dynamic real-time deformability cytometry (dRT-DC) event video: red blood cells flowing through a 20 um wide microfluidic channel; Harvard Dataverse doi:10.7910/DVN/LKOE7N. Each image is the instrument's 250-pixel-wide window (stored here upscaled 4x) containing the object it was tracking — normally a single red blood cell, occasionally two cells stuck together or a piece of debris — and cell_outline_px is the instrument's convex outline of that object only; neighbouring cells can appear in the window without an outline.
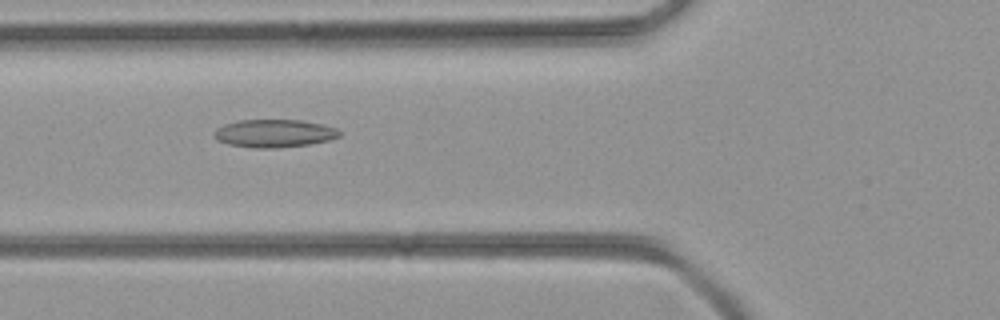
{"species": "common noctule bat (a hibernating species)", "species_latin": "Nyctalus noctula", "temperature_condition": "room temperature", "stored_images_in_passage": 30, "camera_frame_rate_fps": 3000, "um_per_image_px": 0.085, "animal": {"sex": "female", "body_mass_g": 21.9}, "frame": {"image": 1, "passage_image": 5, "time_ms": 1.333, "image_size_px": [1000, 320], "cell_outline_px": [[340, 136], [328, 140], [308, 144], [272, 148], [256, 148], [228, 144], [216, 140], [212, 136], [212, 132], [216, 128], [224, 124], [240, 120], [300, 120], [324, 124], [336, 128], [340, 132]], "centroid_in_image_um": [23.26, 11.33], "position_along_channel_um": 102.5, "area_um2": 20.4}}
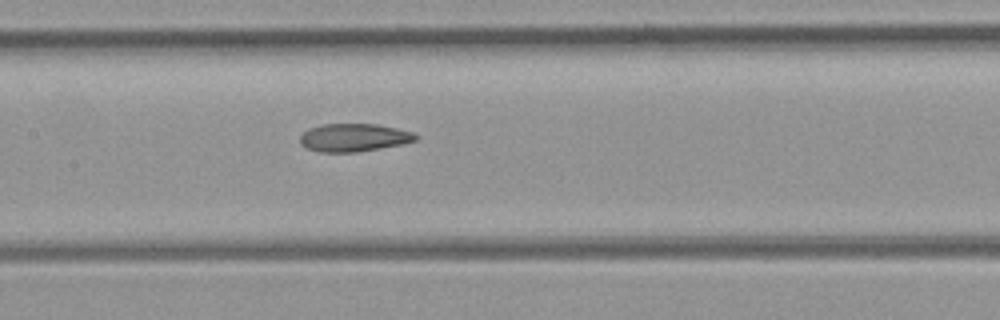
{"frame": {"image": 2, "passage_image": 10, "time_ms": 3.0, "image_size_px": [1000, 320], "cell_outline_px": [[416, 140], [400, 144], [380, 148], [356, 152], [320, 152], [308, 148], [300, 144], [300, 136], [308, 128], [320, 124], [376, 124], [416, 132]], "centroid_in_image_um": [30.05, 11.68], "position_along_channel_um": 177.3, "area_um2": 18.79}}
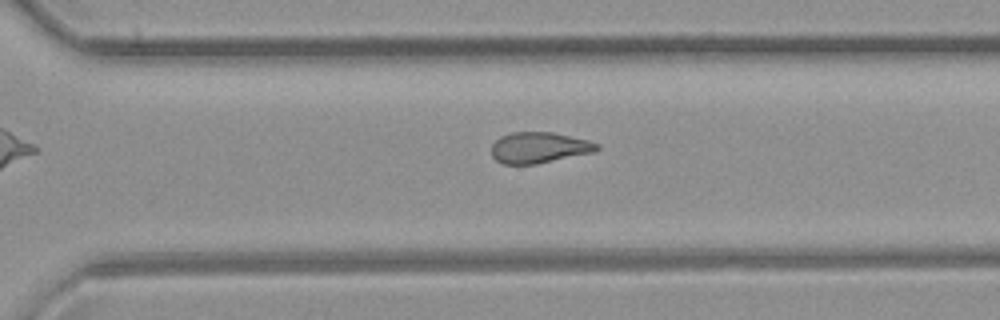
{"frame": {"image": 3, "passage_image": 20, "time_ms": 6.333, "image_size_px": [1000, 320], "cell_outline_px": [[600, 148], [592, 152], [536, 164], [504, 164], [496, 160], [492, 156], [492, 144], [500, 136], [512, 132], [552, 132], [588, 140], [600, 144]], "centroid_in_image_um": [45.8, 12.54], "position_along_channel_um": 324.8, "area_um2": 18.9}}